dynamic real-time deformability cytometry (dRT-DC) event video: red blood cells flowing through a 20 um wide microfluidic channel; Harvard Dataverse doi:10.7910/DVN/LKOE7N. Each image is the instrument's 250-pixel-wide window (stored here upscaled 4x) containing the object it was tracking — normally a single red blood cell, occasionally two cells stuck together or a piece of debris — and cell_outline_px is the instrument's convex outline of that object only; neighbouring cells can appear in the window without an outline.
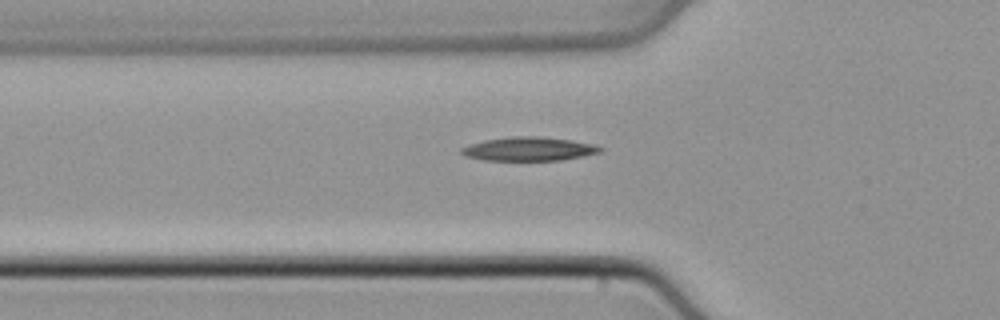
{"species": "common noctule bat (a hibernating species)", "species_latin": "Nyctalus noctula", "temperature_condition": "cold", "stored_images_in_passage": 37, "camera_frame_rate_fps": 3000, "um_per_image_px": 0.085, "animal": {"sex": "male", "body_mass_g": 21.5, "forearm_length_mm": 52.0}, "frame": {"image": 1, "passage_image": 4, "time_ms": 1.0, "image_size_px": [1000, 320], "cell_outline_px": [[604, 148], [600, 152], [584, 156], [560, 160], [484, 160], [464, 156], [460, 152], [460, 148], [468, 144], [484, 140], [512, 136], [536, 136], [572, 140], [592, 144]], "centroid_in_image_um": [44.91, 12.66], "position_along_channel_um": 80.9, "area_um2": 19.25}}
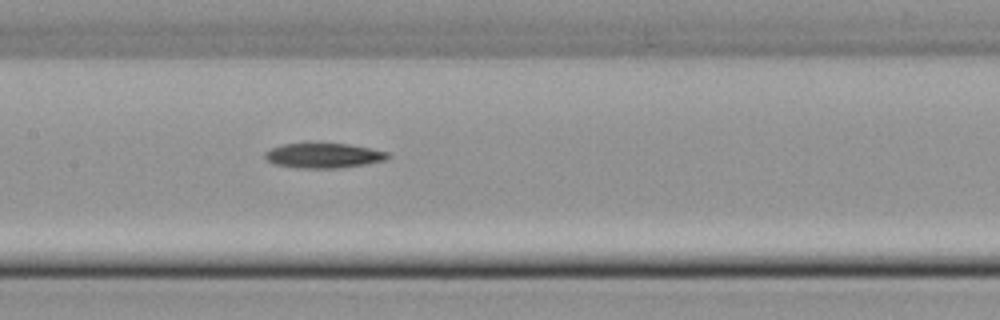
{"frame": {"image": 2, "passage_image": 11, "time_ms": 3.333, "image_size_px": [1000, 320], "cell_outline_px": [[388, 156], [384, 160], [364, 164], [336, 168], [304, 168], [276, 164], [268, 160], [264, 156], [264, 152], [272, 148], [284, 144], [304, 140], [308, 140], [348, 144], [388, 152]], "centroid_in_image_um": [27.43, 13.16], "position_along_channel_um": 180.0, "area_um2": 18.21}}
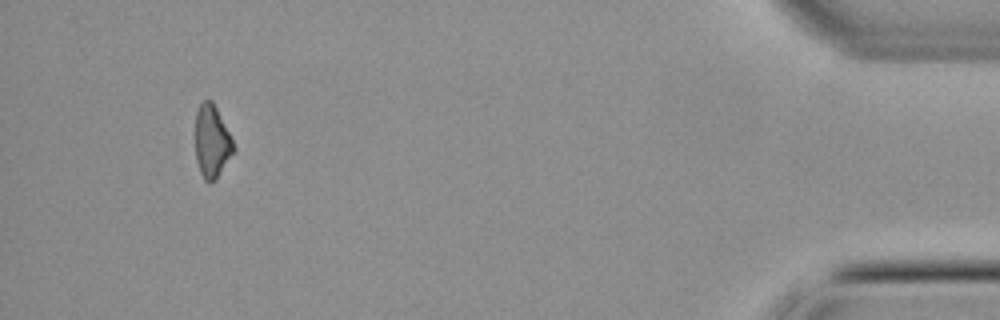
{"frame": {"image": 3, "passage_image": 33, "time_ms": 10.667, "image_size_px": [1000, 320], "cell_outline_px": [[236, 148], [216, 180], [208, 184], [204, 180], [200, 172], [196, 160], [196, 112], [200, 104], [204, 100], [212, 100]], "centroid_in_image_um": [18.0, 12.07], "position_along_channel_um": 417.2, "area_um2": 16.01}}